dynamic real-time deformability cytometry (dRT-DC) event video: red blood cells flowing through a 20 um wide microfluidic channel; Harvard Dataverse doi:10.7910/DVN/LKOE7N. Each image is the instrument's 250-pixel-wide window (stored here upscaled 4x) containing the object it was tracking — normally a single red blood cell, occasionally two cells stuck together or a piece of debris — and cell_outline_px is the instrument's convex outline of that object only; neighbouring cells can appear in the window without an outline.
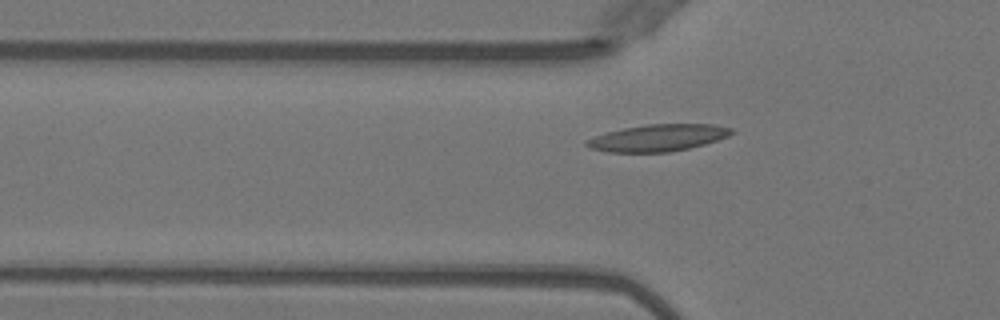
{"species": "Egyptian fruit bat (a non-hibernating species)", "species_latin": "Rousettus aegyptiacus", "temperature_condition": "warm", "stored_images_in_passage": 33, "camera_frame_rate_fps": 3000, "um_per_image_px": 0.085, "animal": {"sex": "female"}, "frame": {"image": 1, "passage_image": 7, "time_ms": 2.0, "image_size_px": [1000, 320], "cell_outline_px": [[736, 132], [728, 136], [704, 144], [688, 148], [668, 152], [608, 152], [588, 148], [584, 144], [584, 140], [608, 132], [624, 128], [648, 124], [712, 124], [732, 128]], "centroid_in_image_um": [55.91, 11.71], "position_along_channel_um": 69.9, "area_um2": 22.6}}
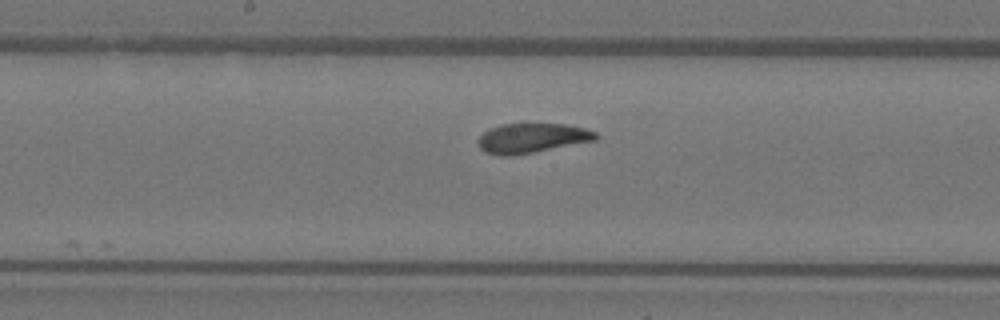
{"frame": {"image": 2, "passage_image": 17, "time_ms": 5.333, "image_size_px": [1000, 320], "cell_outline_px": [[596, 140], [512, 156], [500, 156], [484, 152], [480, 148], [476, 140], [488, 128], [500, 124], [524, 120], [528, 120], [568, 124], [584, 128], [596, 132]], "centroid_in_image_um": [45.15, 11.67], "position_along_channel_um": 203.0, "area_um2": 21.39}}
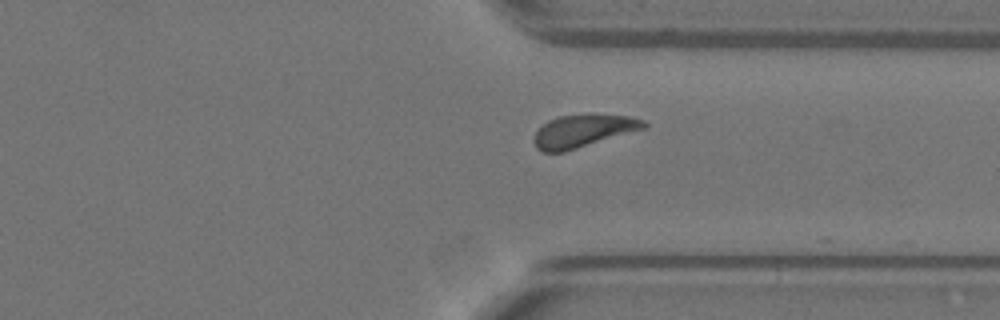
{"frame": {"image": 3, "passage_image": 29, "time_ms": 9.333, "image_size_px": [1000, 320], "cell_outline_px": [[648, 124], [644, 128], [564, 152], [540, 152], [536, 148], [532, 140], [536, 132], [548, 120], [560, 116], [628, 116], [644, 120]], "centroid_in_image_um": [49.5, 11.17], "position_along_channel_um": 361.9, "area_um2": 20.17}, "authors_computed_cell_mechanics": {"area_um2": 20.9236, "velocity_mm_per_s": 3.9864, "shape_relaxation_time_tau1_ms": null, "shape_relaxation_time_tau2_ms": 2.1421, "deformation_change_tau1": null, "deformation_change_tau2": 0.0922}}